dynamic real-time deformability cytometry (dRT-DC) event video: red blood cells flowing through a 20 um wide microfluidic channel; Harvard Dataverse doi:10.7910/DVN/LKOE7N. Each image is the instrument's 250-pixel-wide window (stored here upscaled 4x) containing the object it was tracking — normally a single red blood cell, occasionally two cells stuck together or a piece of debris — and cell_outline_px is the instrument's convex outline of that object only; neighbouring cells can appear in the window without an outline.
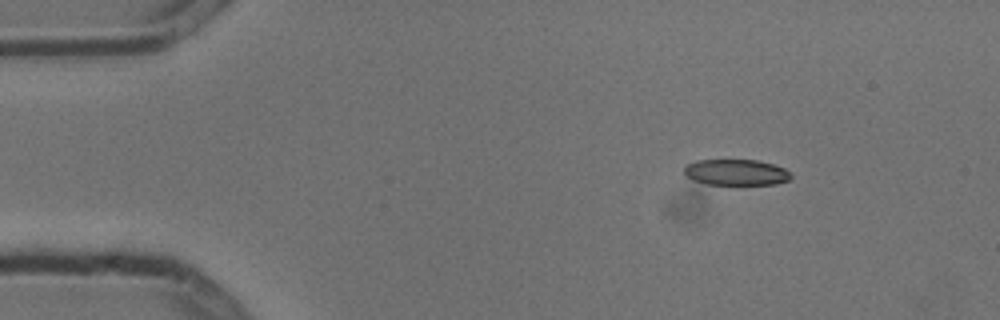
{"species": "common noctule bat (a hibernating species)", "species_latin": "Nyctalus noctula", "temperature_condition": "cold", "stored_images_in_passage": 4, "camera_frame_rate_fps": 3000, "um_per_image_px": 0.085, "animal": {"sex": "male", "body_mass_g": 13.3}, "frame": {"image": 1, "passage_image": 2, "time_ms": 0.333, "image_size_px": [1000, 320], "cell_outline_px": [[792, 176], [788, 180], [776, 184], [708, 184], [696, 180], [688, 176], [684, 172], [684, 168], [688, 164], [696, 160], [756, 160], [772, 164], [784, 168]], "centroid_in_image_um": [62.58, 14.64], "position_along_channel_um": 22.4, "area_um2": 15.84}}
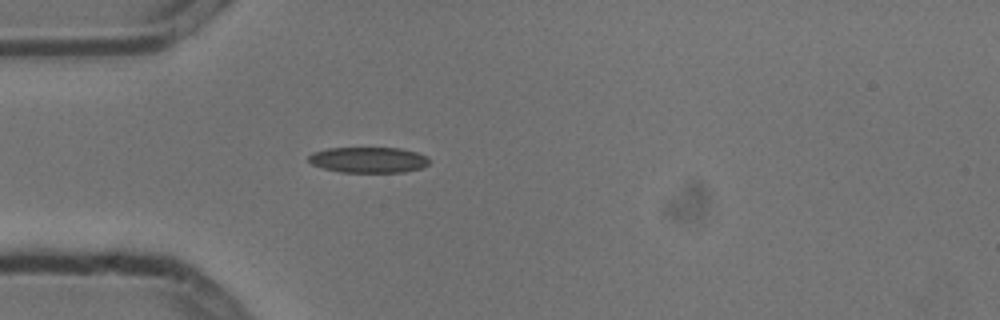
{"frame": {"image": 2, "passage_image": 4, "time_ms": 1.0, "image_size_px": [1000, 320], "cell_outline_px": [[428, 164], [420, 168], [404, 172], [340, 172], [324, 168], [312, 164], [308, 160], [308, 156], [312, 152], [328, 148], [400, 148], [416, 152], [424, 156], [428, 160]], "centroid_in_image_um": [31.27, 13.59], "position_along_channel_um": 53.7, "area_um2": 17.92}}